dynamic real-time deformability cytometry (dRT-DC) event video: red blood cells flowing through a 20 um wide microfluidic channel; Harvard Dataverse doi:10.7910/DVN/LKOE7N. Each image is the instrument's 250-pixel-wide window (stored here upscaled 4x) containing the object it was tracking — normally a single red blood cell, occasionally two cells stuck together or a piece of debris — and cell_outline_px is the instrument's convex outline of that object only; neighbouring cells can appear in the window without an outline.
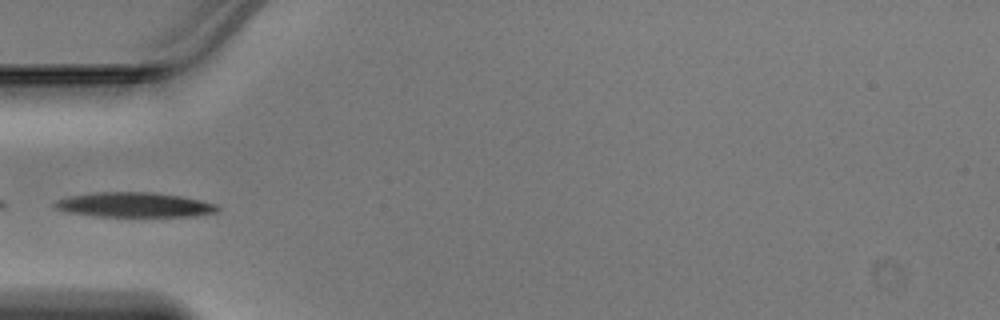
{"species": "Egyptian fruit bat (a non-hibernating species)", "species_latin": "Rousettus aegyptiacus", "temperature_condition": "warm", "stored_images_in_passage": 5, "camera_frame_rate_fps": 3000, "um_per_image_px": 0.085, "animal": {"sex": "male"}, "frame": {"image": 1, "passage_image": 1, "time_ms": 0.0, "image_size_px": [1000, 320], "cell_outline_px": [[220, 208], [216, 212], [192, 216], [96, 216], [64, 212], [56, 208], [52, 204], [56, 200], [68, 196], [92, 192], [156, 192], [180, 196], [200, 200], [216, 204]], "centroid_in_image_um": [11.36, 17.4], "position_along_channel_um": 73.6, "area_um2": 23.58}}